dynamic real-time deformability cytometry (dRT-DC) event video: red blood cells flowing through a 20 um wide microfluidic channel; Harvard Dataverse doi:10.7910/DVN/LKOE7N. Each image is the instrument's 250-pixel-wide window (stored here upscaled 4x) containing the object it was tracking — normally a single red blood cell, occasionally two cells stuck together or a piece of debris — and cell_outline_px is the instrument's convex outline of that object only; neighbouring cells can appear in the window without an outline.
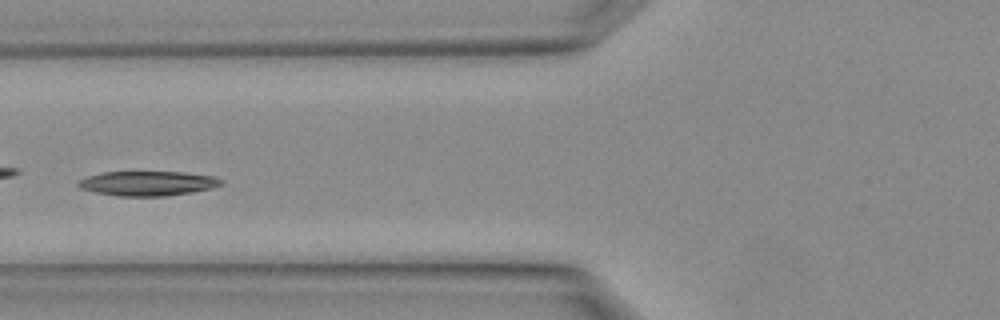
{"species": "Egyptian fruit bat (a non-hibernating species)", "species_latin": "Rousettus aegyptiacus", "temperature_condition": "warm", "stored_images_in_passage": 3, "camera_frame_rate_fps": 3000, "um_per_image_px": 0.085, "animal": {"sex": "female"}, "frame": {"image": 1, "passage_image": 3, "time_ms": 0.667, "image_size_px": [1000, 320], "cell_outline_px": [[224, 184], [212, 188], [192, 192], [168, 196], [116, 196], [96, 192], [80, 188], [76, 184], [80, 180], [88, 176], [104, 172], [184, 172], [216, 176], [224, 180]], "centroid_in_image_um": [12.62, 15.59], "position_along_channel_um": 113.2, "area_um2": 20.63}}